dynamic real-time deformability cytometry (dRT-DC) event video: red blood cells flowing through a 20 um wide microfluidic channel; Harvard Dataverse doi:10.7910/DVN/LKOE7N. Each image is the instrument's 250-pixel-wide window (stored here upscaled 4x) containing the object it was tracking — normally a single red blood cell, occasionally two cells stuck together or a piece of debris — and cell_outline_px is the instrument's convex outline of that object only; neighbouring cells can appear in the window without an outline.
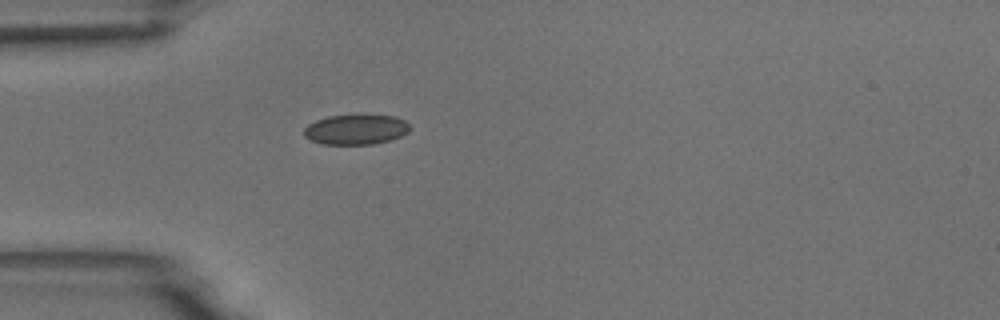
{"species": "common noctule bat (a hibernating species)", "species_latin": "Nyctalus noctula", "temperature_condition": "room temperature", "stored_images_in_passage": 15, "camera_frame_rate_fps": 3000, "um_per_image_px": 0.085, "animal": {"sex": "male", "body_mass_g": 18.8}, "frame": {"image": 1, "passage_image": 1, "time_ms": 0.0, "image_size_px": [1000, 320], "cell_outline_px": [[408, 132], [400, 136], [388, 140], [372, 144], [320, 144], [304, 136], [304, 128], [308, 124], [316, 120], [328, 116], [396, 116], [404, 120], [408, 124]], "centroid_in_image_um": [30.21, 11.02], "position_along_channel_um": 54.8, "area_um2": 18.15}}
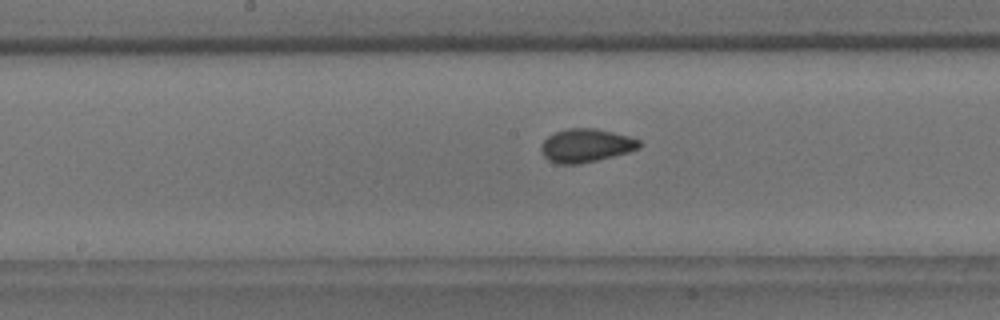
{"frame": {"image": 2, "passage_image": 13, "time_ms": 4.0, "image_size_px": [1000, 320], "cell_outline_px": [[644, 144], [640, 148], [628, 152], [580, 164], [560, 164], [548, 160], [544, 156], [540, 148], [544, 140], [548, 136], [556, 132], [568, 128], [596, 128], [628, 136], [640, 140]], "centroid_in_image_um": [49.83, 12.36], "position_along_channel_um": 198.4, "area_um2": 19.07}}